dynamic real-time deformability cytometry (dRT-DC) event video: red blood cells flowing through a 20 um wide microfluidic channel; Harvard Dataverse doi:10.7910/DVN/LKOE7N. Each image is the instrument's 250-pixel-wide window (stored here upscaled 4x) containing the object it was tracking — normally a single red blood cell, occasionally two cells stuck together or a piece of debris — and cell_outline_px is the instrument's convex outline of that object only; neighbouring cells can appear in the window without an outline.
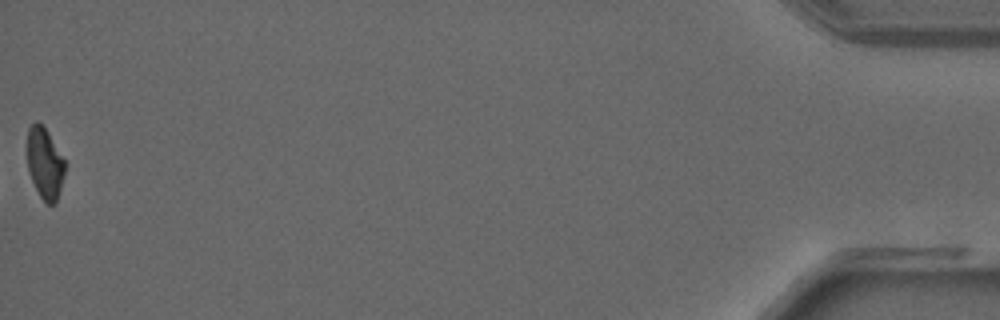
{"species": "common noctule bat (a hibernating species)", "species_latin": "Nyctalus noctula", "temperature_condition": "warm", "stored_images_in_passage": 39, "camera_frame_rate_fps": 3000, "um_per_image_px": 0.085, "animal": {"sex": "male", "forearm_length_mm": 52.5}, "frame": {"image": 1, "passage_image": 39, "time_ms": 12.667, "image_size_px": [1000, 320], "cell_outline_px": [[64, 172], [56, 204], [48, 204], [40, 196], [32, 180], [28, 168], [28, 128], [36, 120], [48, 132], [64, 160]], "centroid_in_image_um": [3.8, 13.88], "position_along_channel_um": 431.4, "area_um2": 15.14}}